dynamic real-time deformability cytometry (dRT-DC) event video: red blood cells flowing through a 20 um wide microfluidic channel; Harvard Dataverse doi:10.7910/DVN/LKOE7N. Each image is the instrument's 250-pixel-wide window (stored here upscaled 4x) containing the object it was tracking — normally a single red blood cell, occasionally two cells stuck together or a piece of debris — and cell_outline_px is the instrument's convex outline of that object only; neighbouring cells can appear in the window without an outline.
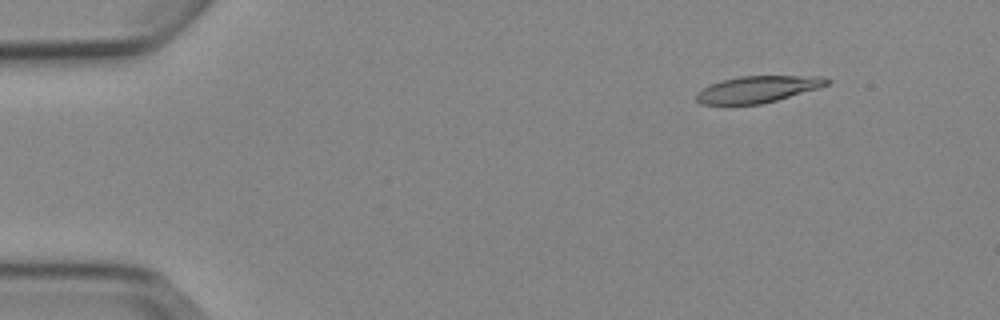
{"species": "Egyptian fruit bat (a non-hibernating species)", "species_latin": "Rousettus aegyptiacus", "temperature_condition": "cold", "stored_images_in_passage": 8, "camera_frame_rate_fps": 3000, "um_per_image_px": 0.085, "animal": {"sex": "female"}, "frame": {"image": 1, "passage_image": 2, "time_ms": 2.0, "image_size_px": [1000, 320], "cell_outline_px": [[832, 84], [820, 88], [776, 100], [760, 104], [700, 104], [696, 100], [696, 92], [712, 84], [724, 80], [740, 76], [824, 76], [832, 80]], "centroid_in_image_um": [64.49, 7.58], "position_along_channel_um": 20.5, "area_um2": 20.23}}
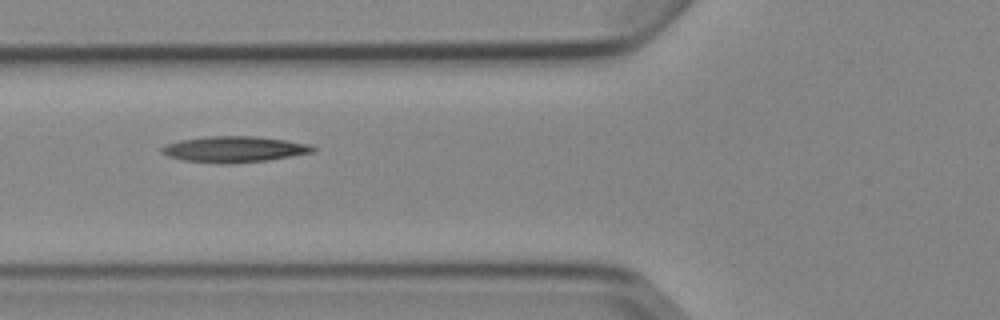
{"frame": {"image": 2, "passage_image": 6, "time_ms": 6.667, "image_size_px": [1000, 320], "cell_outline_px": [[316, 152], [268, 160], [232, 164], [184, 160], [168, 156], [160, 152], [160, 148], [164, 144], [180, 140], [208, 136], [256, 136], [312, 144], [316, 148]], "centroid_in_image_um": [19.93, 12.68], "position_along_channel_um": 105.9, "area_um2": 23.0}}
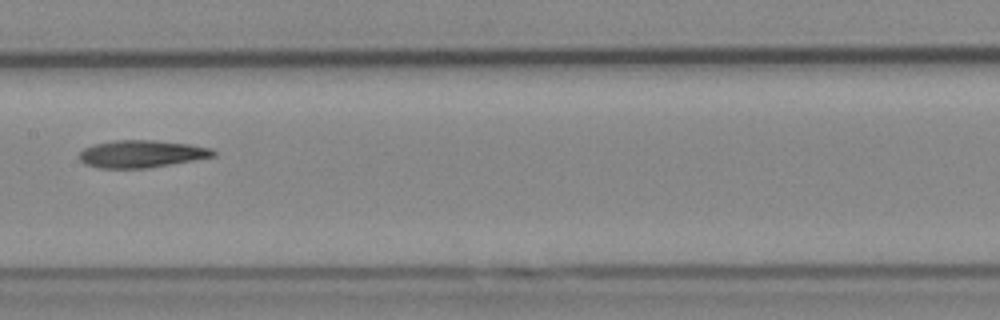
{"frame": {"image": 3, "passage_image": 8, "time_ms": 9.0, "image_size_px": [1000, 320], "cell_outline_px": [[216, 156], [148, 168], [100, 168], [84, 164], [80, 160], [80, 152], [84, 148], [92, 144], [112, 140], [152, 140], [188, 144], [212, 148], [216, 152]], "centroid_in_image_um": [12.01, 13.07], "position_along_channel_um": 195.4, "area_um2": 21.39}}